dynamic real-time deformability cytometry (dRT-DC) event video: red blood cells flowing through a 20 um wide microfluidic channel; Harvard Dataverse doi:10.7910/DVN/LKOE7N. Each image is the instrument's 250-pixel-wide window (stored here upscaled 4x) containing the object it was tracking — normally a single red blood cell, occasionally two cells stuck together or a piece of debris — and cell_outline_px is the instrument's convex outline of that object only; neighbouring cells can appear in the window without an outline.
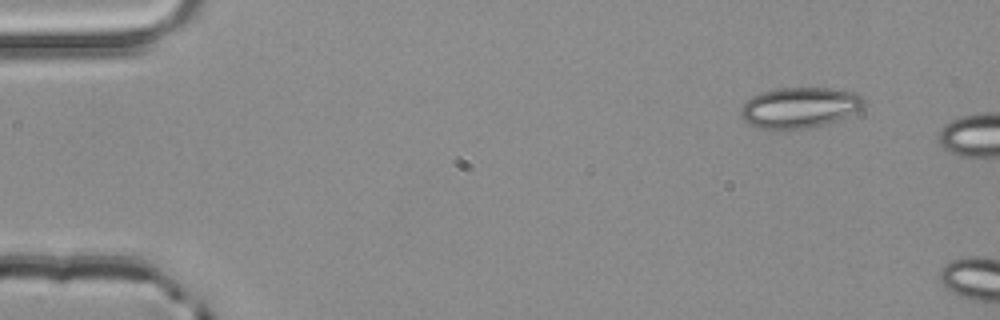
{"species": "common noctule bat (a hibernating species)", "species_latin": "Nyctalus noctula", "temperature_condition": "room temperature", "stored_images_in_passage": 2, "camera_frame_rate_fps": 3000, "um_per_image_px": 0.085, "animal": {"sex": "male", "body_mass_g": 20.4}, "frame": {"image": 1, "passage_image": 1, "time_ms": 0.0, "image_size_px": [1000, 320], "cell_outline_px": [[864, 104], [860, 108], [836, 120], [824, 124], [804, 128], [772, 132], [748, 124], [744, 120], [740, 112], [740, 108], [752, 96], [776, 88], [828, 88], [860, 92], [864, 96]], "centroid_in_image_um": [67.93, 9.15], "position_along_channel_um": 17.1, "area_um2": 29.36}}